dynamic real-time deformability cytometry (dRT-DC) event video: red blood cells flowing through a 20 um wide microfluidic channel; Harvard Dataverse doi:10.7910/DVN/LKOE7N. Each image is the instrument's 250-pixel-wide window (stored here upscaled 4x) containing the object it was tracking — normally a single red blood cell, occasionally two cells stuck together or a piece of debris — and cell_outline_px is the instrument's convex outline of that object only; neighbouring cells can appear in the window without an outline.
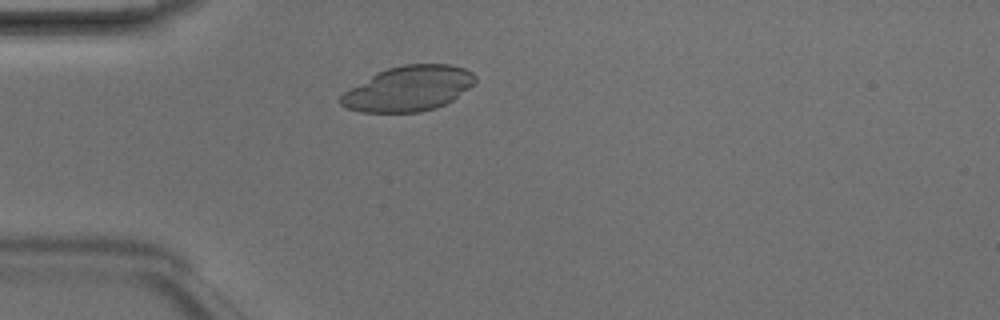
{"species": "Egyptian fruit bat (a non-hibernating species)", "species_latin": "Rousettus aegyptiacus", "temperature_condition": "room temperature", "stored_images_in_passage": 2, "camera_frame_rate_fps": 3000, "um_per_image_px": 0.085, "animal": {"sex": "male"}, "frame": {"image": 1, "passage_image": 2, "time_ms": 0.333, "image_size_px": [1000, 320], "cell_outline_px": [[476, 84], [452, 100], [436, 108], [420, 112], [360, 112], [348, 108], [340, 104], [340, 96], [344, 92], [376, 72], [388, 68], [404, 64], [452, 64], [464, 68], [472, 72], [476, 76]], "centroid_in_image_um": [34.75, 7.52], "position_along_channel_um": 50.2, "area_um2": 35.43}}